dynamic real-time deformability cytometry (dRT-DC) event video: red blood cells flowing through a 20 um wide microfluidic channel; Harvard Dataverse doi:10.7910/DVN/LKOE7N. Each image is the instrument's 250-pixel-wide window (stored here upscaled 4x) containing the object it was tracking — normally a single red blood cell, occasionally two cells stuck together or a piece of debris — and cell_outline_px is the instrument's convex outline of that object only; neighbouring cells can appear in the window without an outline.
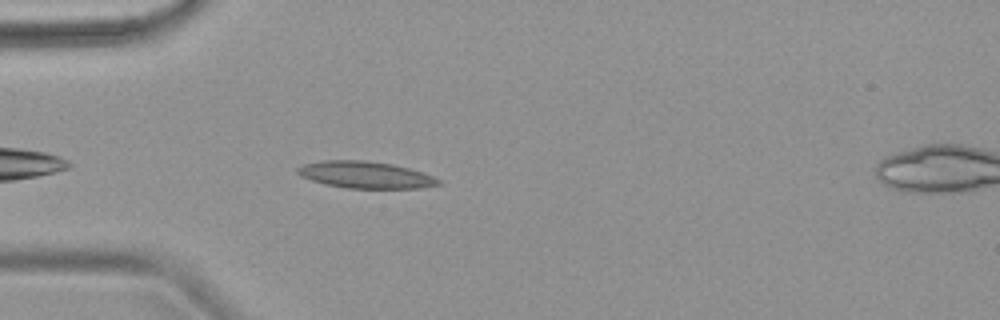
{"species": "common noctule bat (a hibernating species)", "species_latin": "Nyctalus noctula", "temperature_condition": "warm", "stored_images_in_passage": 3, "camera_frame_rate_fps": 3000, "um_per_image_px": 0.085, "animal": {"sex": "female", "body_mass_g": 18.4}, "frame": {"image": 1, "passage_image": 2, "time_ms": 1.333, "image_size_px": [1000, 320], "cell_outline_px": [[440, 184], [420, 188], [348, 188], [324, 184], [300, 176], [296, 172], [296, 168], [304, 164], [324, 160], [364, 160], [392, 164], [408, 168], [432, 176], [440, 180]], "centroid_in_image_um": [31.02, 14.86], "position_along_channel_um": 54.0, "area_um2": 21.85}}